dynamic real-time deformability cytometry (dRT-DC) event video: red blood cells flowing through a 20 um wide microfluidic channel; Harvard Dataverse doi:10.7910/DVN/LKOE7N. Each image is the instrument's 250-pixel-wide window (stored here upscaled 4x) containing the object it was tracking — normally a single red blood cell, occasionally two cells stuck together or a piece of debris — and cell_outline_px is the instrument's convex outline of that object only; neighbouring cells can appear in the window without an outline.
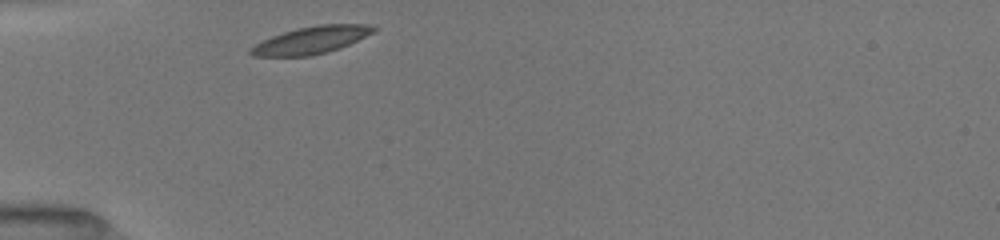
{"species": "common noctule bat (a hibernating species)", "species_latin": "Nyctalus noctula", "temperature_condition": "room temperature", "stored_images_in_passage": 29, "camera_frame_rate_fps": 3000, "um_per_image_px": 0.085, "animal": {"sex": "female", "body_mass_g": 19.5, "forearm_length_mm": 54.1}, "frame": {"image": 1, "passage_image": 1, "time_ms": 0.0, "image_size_px": [1000, 240], "cell_outline_px": [[376, 28], [372, 32], [340, 48], [312, 56], [252, 56], [248, 52], [256, 44], [272, 36], [296, 28], [320, 24], [364, 24]], "centroid_in_image_um": [26.42, 3.41], "position_along_channel_um": 58.6, "area_um2": 19.13}}
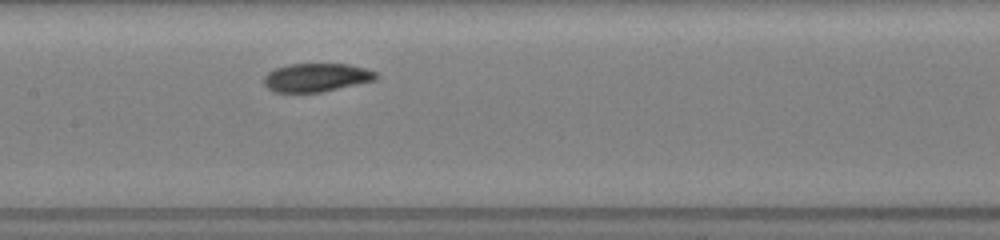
{"frame": {"image": 2, "passage_image": 11, "time_ms": 3.333, "image_size_px": [1000, 240], "cell_outline_px": [[380, 76], [376, 80], [320, 92], [276, 92], [268, 88], [264, 84], [264, 76], [268, 72], [276, 68], [288, 64], [348, 64], [364, 68], [376, 72]], "centroid_in_image_um": [26.9, 6.58], "position_along_channel_um": 180.5, "area_um2": 18.5}}
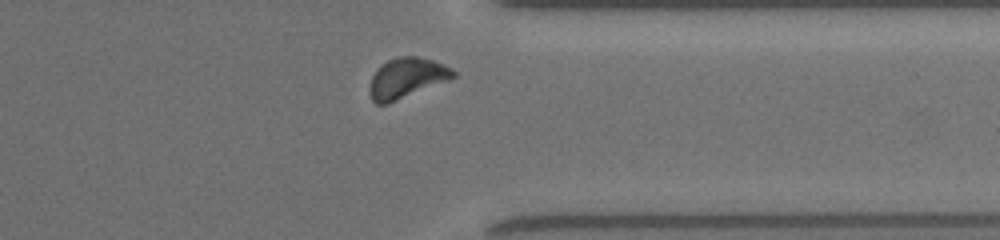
{"frame": {"image": 3, "passage_image": 26, "time_ms": 8.333, "image_size_px": [1000, 240], "cell_outline_px": [[456, 76], [448, 80], [388, 104], [376, 104], [372, 100], [368, 92], [368, 88], [372, 76], [380, 64], [388, 60], [400, 56], [416, 56], [432, 60], [452, 68], [456, 72]], "centroid_in_image_um": [34.53, 6.64], "position_along_channel_um": 376.9, "area_um2": 19.65}, "authors_computed_cell_mechanics": {"area_um2": 19.1318, "velocity_mm_per_s": 3.9598, "shape_relaxation_time_tau1_ms": 2.3232, "shape_relaxation_time_tau2_ms": 2.8332, "deformation_change_tau1": 0.0858, "deformation_change_tau2": 0.0719}}